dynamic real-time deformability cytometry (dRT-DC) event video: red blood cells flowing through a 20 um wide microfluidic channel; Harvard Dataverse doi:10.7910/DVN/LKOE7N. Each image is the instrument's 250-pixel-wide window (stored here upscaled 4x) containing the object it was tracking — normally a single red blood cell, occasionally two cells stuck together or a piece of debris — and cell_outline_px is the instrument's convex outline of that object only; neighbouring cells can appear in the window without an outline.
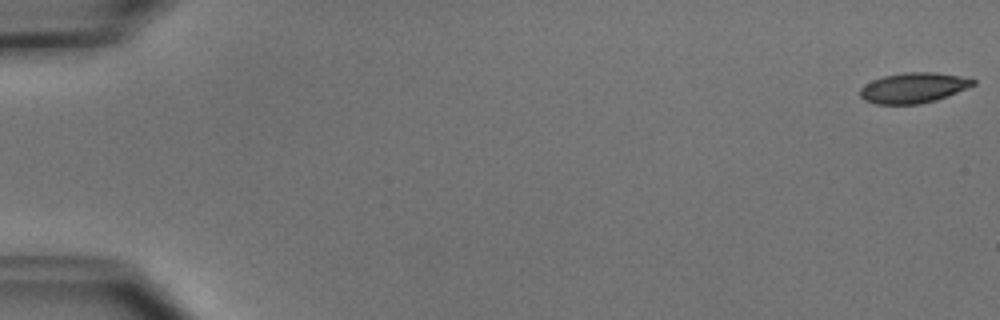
{"species": "common noctule bat (a hibernating species)", "species_latin": "Nyctalus noctula", "temperature_condition": "cold", "stored_images_in_passage": 5, "camera_frame_rate_fps": 3000, "um_per_image_px": 0.085, "animal": {"sex": "male", "body_mass_g": 15.6}, "frame": {"image": 1, "passage_image": 1, "time_ms": 0.0, "image_size_px": [1000, 320], "cell_outline_px": [[976, 84], [936, 100], [920, 104], [876, 104], [864, 100], [860, 96], [860, 88], [864, 84], [872, 80], [884, 76], [904, 72], [936, 72], [960, 76], [976, 80]], "centroid_in_image_um": [77.61, 7.46], "position_along_channel_um": 7.4, "area_um2": 19.94}}
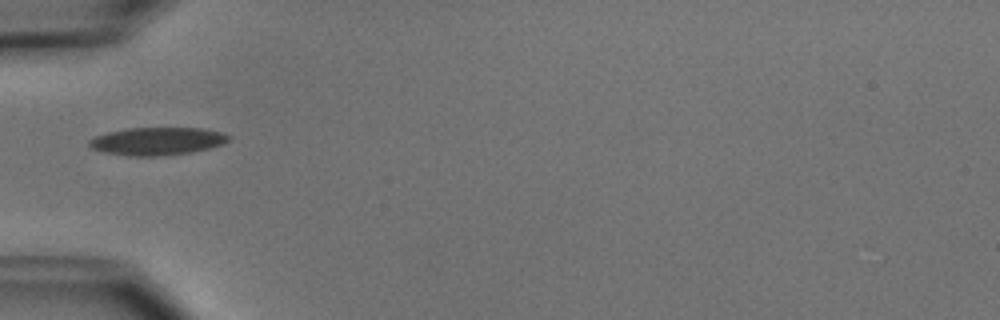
{"frame": {"image": 2, "passage_image": 5, "time_ms": 5.667, "image_size_px": [1000, 320], "cell_outline_px": [[232, 136], [224, 144], [192, 152], [164, 156], [128, 156], [104, 152], [92, 148], [88, 144], [88, 140], [92, 136], [108, 132], [128, 128], [204, 128], [220, 132]], "centroid_in_image_um": [13.35, 12.0], "position_along_channel_um": 71.7, "area_um2": 22.77}}